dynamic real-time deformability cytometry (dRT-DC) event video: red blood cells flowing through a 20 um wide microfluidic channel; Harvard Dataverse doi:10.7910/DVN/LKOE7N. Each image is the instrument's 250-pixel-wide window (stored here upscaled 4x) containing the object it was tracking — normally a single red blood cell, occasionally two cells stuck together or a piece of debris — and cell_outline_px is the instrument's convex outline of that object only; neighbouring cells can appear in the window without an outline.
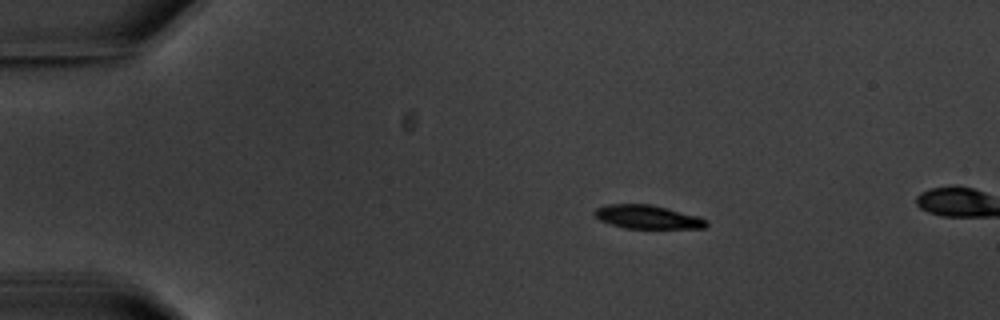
{"species": "common noctule bat (a hibernating species)", "species_latin": "Nyctalus noctula", "temperature_condition": "warm", "stored_images_in_passage": 3, "camera_frame_rate_fps": 3000, "um_per_image_px": 0.085, "animal": {"sex": "male", "body_mass_g": 20.1, "forearm_length_mm": 53.5}, "frame": {"image": 1, "passage_image": 1, "time_ms": 0.0, "image_size_px": [1000, 320], "cell_outline_px": [[708, 224], [704, 228], [624, 228], [600, 220], [592, 212], [596, 208], [608, 204], [652, 204], [668, 208], [696, 216], [708, 220]], "centroid_in_image_um": [55.03, 18.43], "position_along_channel_um": 30.0, "area_um2": 15.26}}